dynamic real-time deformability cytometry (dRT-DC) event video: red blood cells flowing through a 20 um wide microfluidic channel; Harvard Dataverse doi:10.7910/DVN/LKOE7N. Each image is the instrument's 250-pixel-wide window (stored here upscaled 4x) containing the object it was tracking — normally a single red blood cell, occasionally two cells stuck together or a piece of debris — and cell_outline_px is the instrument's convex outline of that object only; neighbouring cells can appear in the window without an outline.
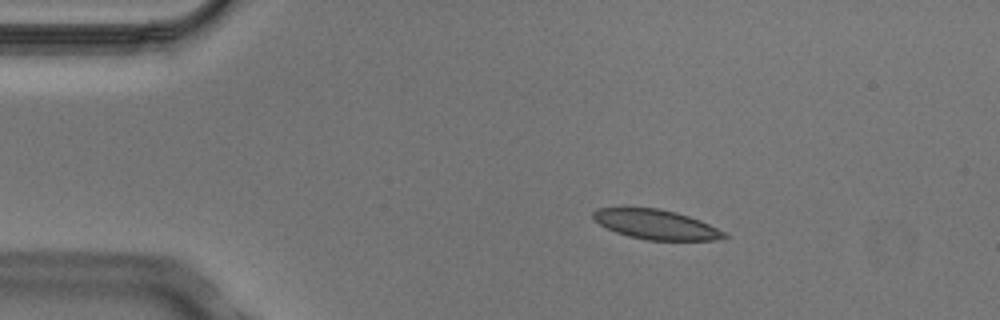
{"species": "Egyptian fruit bat (a non-hibernating species)", "species_latin": "Rousettus aegyptiacus", "temperature_condition": "cold", "stored_images_in_passage": 6, "camera_frame_rate_fps": 3000, "um_per_image_px": 0.085, "animal": {"sex": "male"}, "frame": {"image": 1, "passage_image": 2, "time_ms": 0.333, "image_size_px": [1000, 320], "cell_outline_px": [[728, 236], [716, 240], [648, 240], [628, 236], [616, 232], [600, 224], [592, 216], [592, 212], [596, 208], [660, 208], [676, 212], [700, 220], [724, 232]], "centroid_in_image_um": [55.75, 19.08], "position_along_channel_um": 29.3, "area_um2": 22.37}}
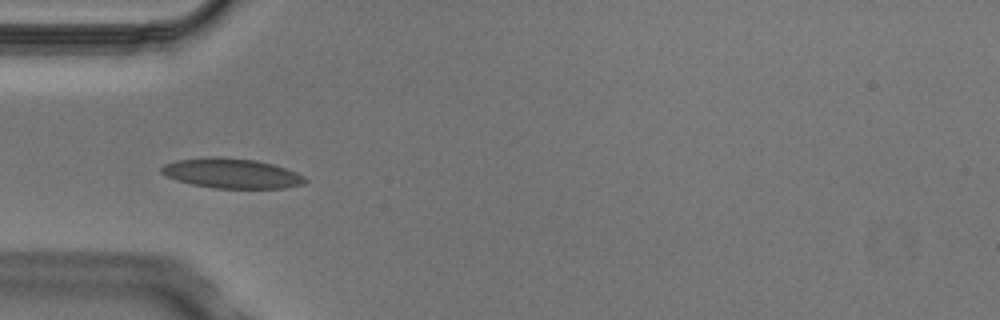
{"frame": {"image": 2, "passage_image": 4, "time_ms": 1.0, "image_size_px": [1000, 320], "cell_outline_px": [[308, 180], [304, 184], [284, 188], [212, 188], [192, 184], [176, 180], [160, 172], [160, 168], [164, 164], [176, 160], [208, 156], [220, 156], [256, 160], [272, 164], [296, 172], [304, 176]], "centroid_in_image_um": [19.67, 14.72], "position_along_channel_um": 65.3, "area_um2": 25.14}}
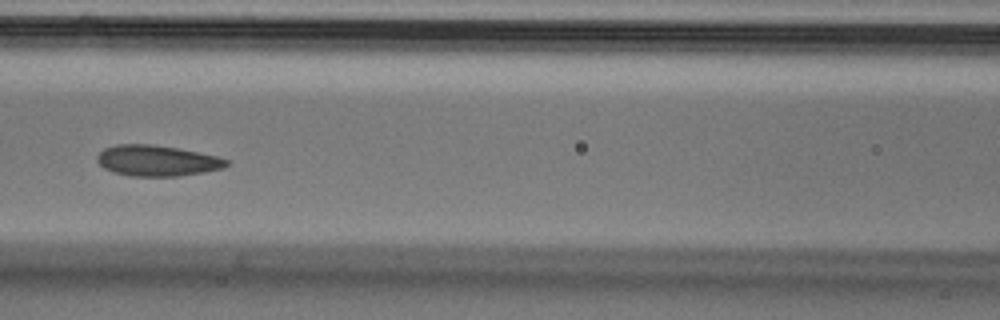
{"frame": {"image": 3, "passage_image": 6, "time_ms": 1.667, "image_size_px": [1000, 320], "cell_outline_px": [[232, 164], [224, 168], [204, 172], [180, 176], [128, 176], [104, 168], [96, 160], [96, 156], [104, 148], [116, 144], [152, 144], [176, 148], [216, 156], [228, 160]], "centroid_in_image_um": [13.35, 13.66], "position_along_channel_um": 153.2, "area_um2": 23.24}}